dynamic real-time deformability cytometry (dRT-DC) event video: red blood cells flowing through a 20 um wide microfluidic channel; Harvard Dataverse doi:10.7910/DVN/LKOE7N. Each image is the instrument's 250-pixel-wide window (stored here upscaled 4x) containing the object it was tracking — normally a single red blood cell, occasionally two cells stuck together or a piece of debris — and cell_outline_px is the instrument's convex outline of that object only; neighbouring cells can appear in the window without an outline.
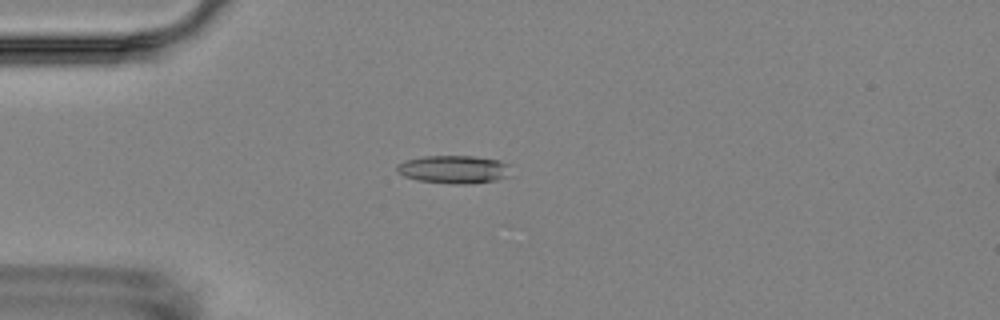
{"species": "Egyptian fruit bat (a non-hibernating species)", "species_latin": "Rousettus aegyptiacus", "temperature_condition": "room temperature", "stored_images_in_passage": 8, "camera_frame_rate_fps": 3000, "um_per_image_px": 0.085, "animal": {"sex": "female"}, "frame": {"image": 1, "passage_image": 4, "time_ms": 3.667, "image_size_px": [1000, 320], "cell_outline_px": [[512, 176], [496, 180], [464, 184], [448, 184], [416, 180], [404, 176], [396, 172], [396, 164], [404, 160], [424, 156], [472, 156], [500, 160], [512, 164]], "centroid_in_image_um": [38.62, 14.4], "position_along_channel_um": 46.4, "area_um2": 19.19}}
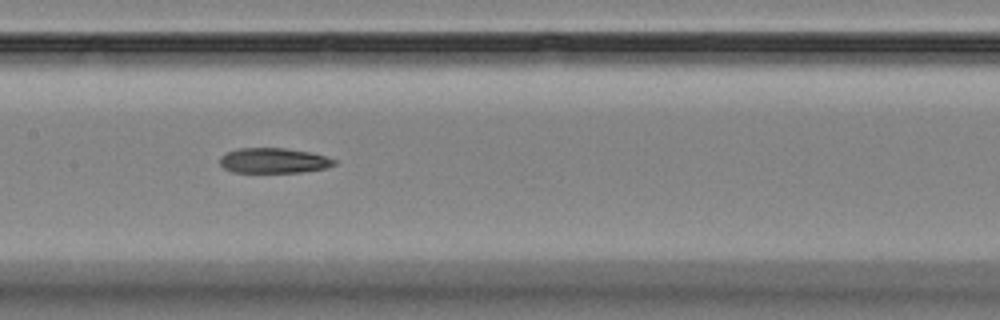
{"frame": {"image": 2, "passage_image": 8, "time_ms": 8.0, "image_size_px": [1000, 320], "cell_outline_px": [[336, 164], [324, 168], [300, 172], [232, 172], [224, 168], [220, 164], [220, 156], [228, 152], [240, 148], [284, 148], [308, 152], [324, 156], [336, 160]], "centroid_in_image_um": [23.23, 13.65], "position_along_channel_um": 184.2, "area_um2": 16.53}}